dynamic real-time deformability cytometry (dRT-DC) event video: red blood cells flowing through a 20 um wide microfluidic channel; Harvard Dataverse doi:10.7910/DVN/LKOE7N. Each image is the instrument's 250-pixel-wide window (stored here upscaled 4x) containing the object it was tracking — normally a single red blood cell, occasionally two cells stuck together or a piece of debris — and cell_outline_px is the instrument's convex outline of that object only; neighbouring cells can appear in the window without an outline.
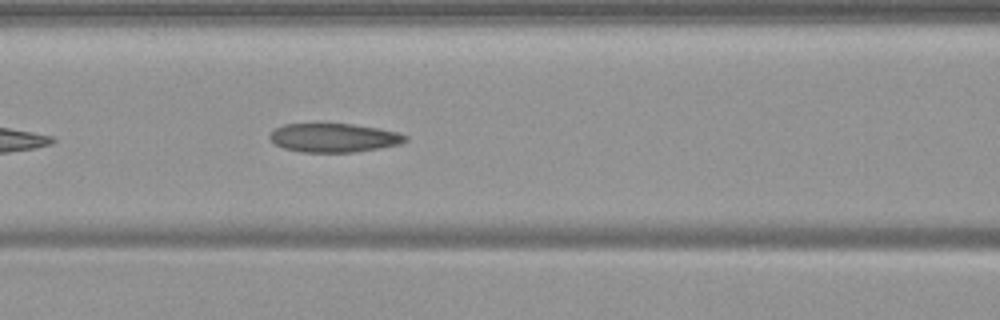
{"species": "common noctule bat (a hibernating species)", "species_latin": "Nyctalus noctula", "temperature_condition": "warm", "stored_images_in_passage": 11, "camera_frame_rate_fps": 3000, "um_per_image_px": 0.085, "animal": {"sex": "female", "body_mass_g": 19.9}, "frame": {"image": 1, "passage_image": 8, "time_ms": 2.333, "image_size_px": [1000, 320], "cell_outline_px": [[408, 140], [400, 144], [352, 152], [300, 152], [284, 148], [276, 144], [268, 136], [276, 128], [284, 124], [352, 124], [376, 128], [396, 132], [408, 136]], "centroid_in_image_um": [28.37, 11.71], "position_along_channel_um": 138.2, "area_um2": 22.43}}